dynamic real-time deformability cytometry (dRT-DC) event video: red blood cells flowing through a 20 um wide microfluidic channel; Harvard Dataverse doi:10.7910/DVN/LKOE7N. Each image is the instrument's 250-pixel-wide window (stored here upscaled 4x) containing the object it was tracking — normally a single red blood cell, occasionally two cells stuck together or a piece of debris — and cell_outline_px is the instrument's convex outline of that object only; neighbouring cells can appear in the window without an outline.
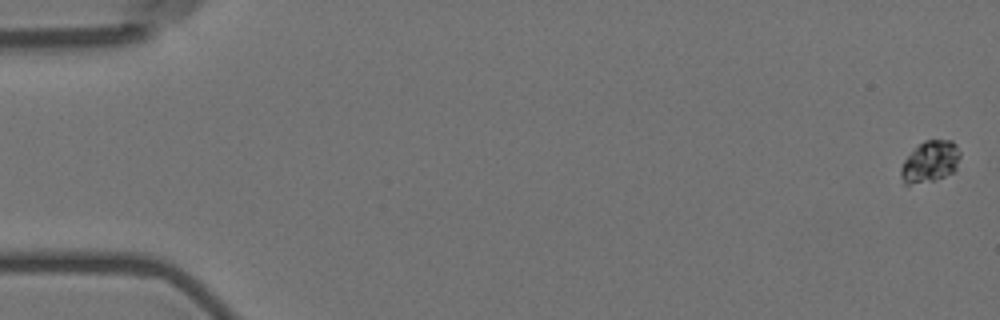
{"species": "Egyptian fruit bat (a non-hibernating species)", "species_latin": "Rousettus aegyptiacus", "temperature_condition": "room temperature", "stored_images_in_passage": 16, "camera_frame_rate_fps": 3000, "um_per_image_px": 0.085, "animal": {"sex": "female"}, "frame": {"image": 1, "passage_image": 1, "time_ms": 0.0, "image_size_px": [1000, 320], "cell_outline_px": [[960, 156], [956, 168], [952, 172], [944, 176], [932, 180], [908, 184], [904, 184], [900, 176], [900, 168], [904, 160], [924, 140], [952, 140], [956, 144], [960, 152]], "centroid_in_image_um": [79.06, 13.72], "position_along_channel_um": 5.9, "area_um2": 14.05}}
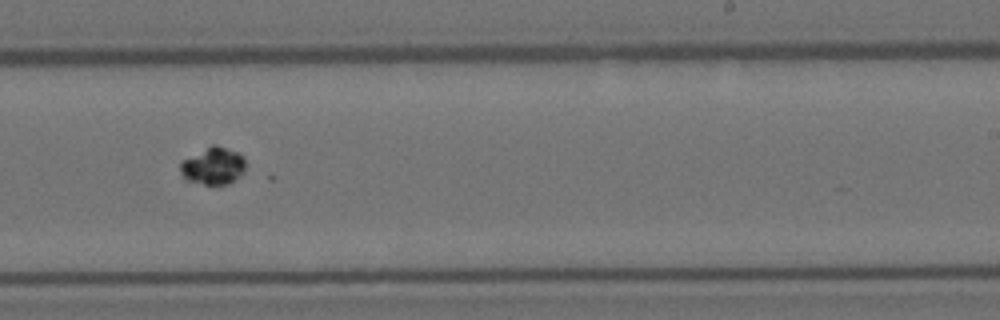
{"frame": {"image": 2, "passage_image": 11, "time_ms": 12.0, "image_size_px": [1000, 320], "cell_outline_px": [[244, 172], [228, 184], [204, 184], [184, 180], [180, 172], [180, 164], [184, 160], [212, 144], [216, 144], [236, 152], [244, 156]], "centroid_in_image_um": [18.11, 14.11], "position_along_channel_um": 270.9, "area_um2": 13.99}}
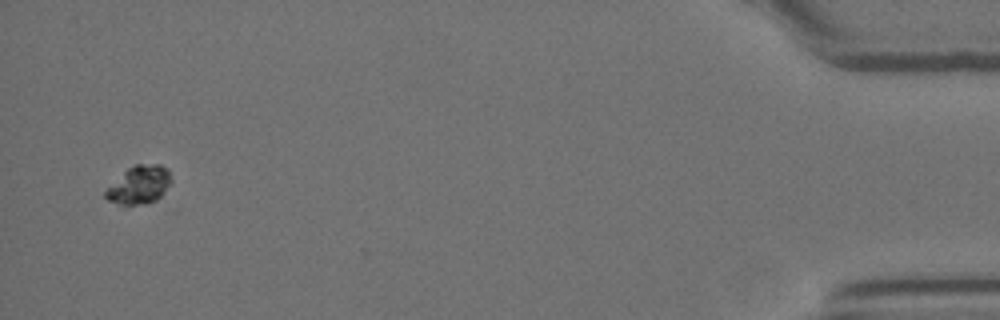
{"frame": {"image": 3, "passage_image": 16, "time_ms": 18.667, "image_size_px": [1000, 320], "cell_outline_px": [[172, 180], [160, 196], [156, 200], [144, 204], [116, 204], [108, 200], [104, 196], [104, 192], [128, 168], [136, 164], [160, 164], [168, 168]], "centroid_in_image_um": [11.85, 15.7], "position_along_channel_um": 423.3, "area_um2": 14.33}, "authors_computed_cell_mechanics": {"area_um2": 14.0454, "velocity_mm_per_s": 3.5316, "shape_relaxation_time_tau1_ms": 1.4678, "shape_relaxation_time_tau2_ms": 1.522, "deformation_change_tau1": null, "deformation_change_tau2": null}}